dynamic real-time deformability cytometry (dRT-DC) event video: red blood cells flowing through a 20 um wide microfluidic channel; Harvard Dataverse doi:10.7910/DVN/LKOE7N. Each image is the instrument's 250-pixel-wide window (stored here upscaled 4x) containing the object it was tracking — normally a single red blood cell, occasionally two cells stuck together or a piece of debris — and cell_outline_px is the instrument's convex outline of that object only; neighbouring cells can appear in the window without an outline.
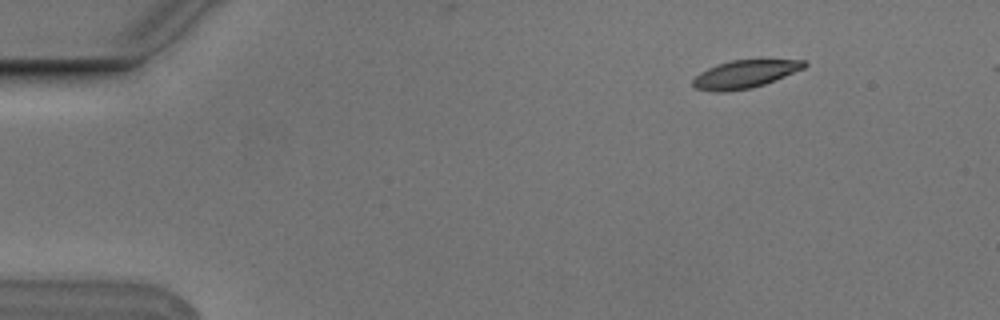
{"species": "Egyptian fruit bat (a non-hibernating species)", "species_latin": "Rousettus aegyptiacus", "temperature_condition": "cold", "stored_images_in_passage": 5, "camera_frame_rate_fps": 3000, "um_per_image_px": 0.085, "animal": {"sex": "male"}, "frame": {"image": 1, "passage_image": 3, "time_ms": 0.667, "image_size_px": [1000, 320], "cell_outline_px": [[808, 64], [804, 68], [764, 84], [752, 88], [724, 92], [712, 92], [696, 88], [692, 84], [692, 80], [700, 72], [716, 64], [732, 60], [808, 60]], "centroid_in_image_um": [63.29, 6.3], "position_along_channel_um": 21.7, "area_um2": 18.03}}
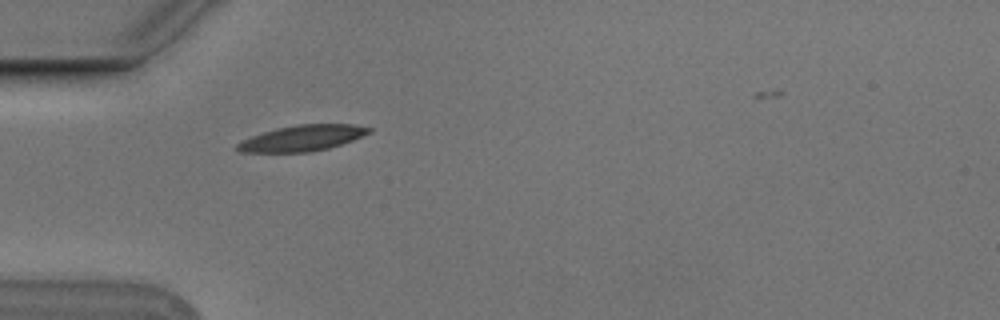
{"frame": {"image": 2, "passage_image": 5, "time_ms": 1.333, "image_size_px": [1000, 320], "cell_outline_px": [[372, 132], [352, 140], [328, 148], [312, 152], [240, 152], [236, 148], [236, 144], [252, 136], [264, 132], [296, 124], [356, 124], [372, 128]], "centroid_in_image_um": [25.74, 11.74], "position_along_channel_um": 59.3, "area_um2": 19.65}}